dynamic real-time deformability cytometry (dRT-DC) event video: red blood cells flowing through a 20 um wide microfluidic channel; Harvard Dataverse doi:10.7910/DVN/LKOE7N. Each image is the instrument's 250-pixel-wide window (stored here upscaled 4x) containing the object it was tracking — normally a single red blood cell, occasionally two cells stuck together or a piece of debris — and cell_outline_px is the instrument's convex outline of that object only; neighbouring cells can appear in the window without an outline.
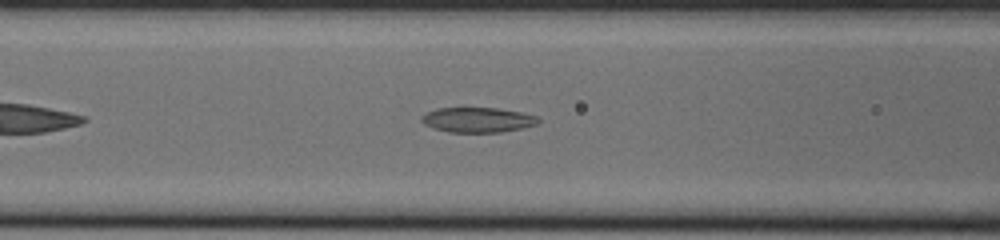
{"species": "common noctule bat (a hibernating species)", "species_latin": "Nyctalus noctula", "temperature_condition": "cold", "stored_images_in_passage": 43, "camera_frame_rate_fps": 3000, "um_per_image_px": 0.085, "animal": {"sex": "male", "body_mass_g": 20.0, "forearm_length_mm": 53.3}, "frame": {"image": 1, "passage_image": 10, "time_ms": 3.0, "image_size_px": [1000, 240], "cell_outline_px": [[540, 120], [536, 124], [520, 128], [500, 132], [448, 132], [432, 128], [424, 124], [420, 120], [420, 116], [436, 108], [464, 104], [496, 108], [520, 112], [536, 116]], "centroid_in_image_um": [40.49, 10.13], "position_along_channel_um": 126.1, "area_um2": 17.74}}
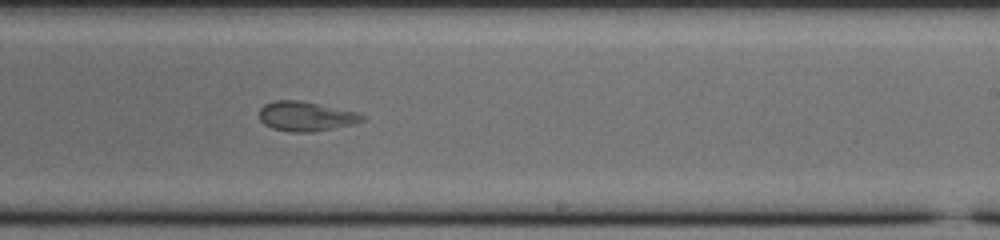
{"frame": {"image": 2, "passage_image": 21, "time_ms": 6.667, "image_size_px": [1000, 240], "cell_outline_px": [[368, 116], [364, 120], [352, 124], [312, 132], [288, 132], [272, 128], [264, 124], [260, 120], [260, 108], [264, 104], [276, 100], [300, 100], [360, 112]], "centroid_in_image_um": [26.03, 9.88], "position_along_channel_um": 263.0, "area_um2": 17.92}}
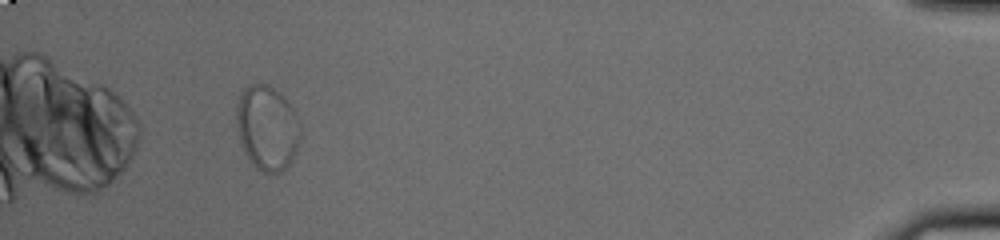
{"frame": {"image": 3, "passage_image": 39, "time_ms": 12.667, "image_size_px": [1000, 240], "cell_outline_px": [[300, 136], [296, 152], [288, 164], [280, 172], [264, 172], [256, 168], [252, 164], [244, 152], [240, 144], [236, 120], [236, 108], [240, 96], [244, 88], [248, 84], [268, 84], [284, 96], [288, 100], [300, 124]], "centroid_in_image_um": [22.69, 10.85], "position_along_channel_um": 412.5, "area_um2": 31.56}}